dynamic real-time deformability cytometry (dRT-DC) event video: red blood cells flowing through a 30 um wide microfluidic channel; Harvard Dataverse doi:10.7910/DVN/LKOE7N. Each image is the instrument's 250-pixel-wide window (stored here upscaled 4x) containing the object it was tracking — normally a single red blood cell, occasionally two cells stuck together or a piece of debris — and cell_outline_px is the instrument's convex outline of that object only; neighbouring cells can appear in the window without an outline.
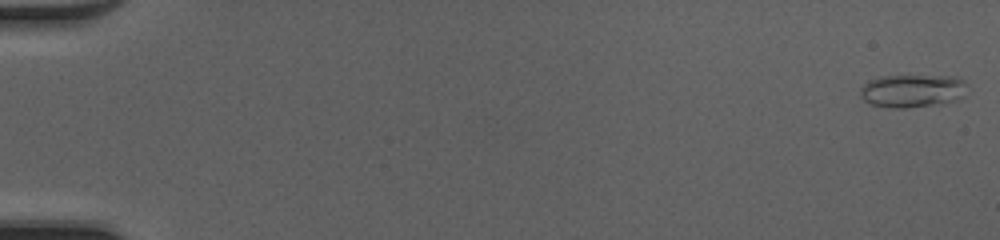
{"species": "common noctule bat (a hibernating species)", "species_latin": "Nyctalus noctula", "temperature_condition": "cold", "stored_images_in_passage": 50, "camera_frame_rate_fps": 3000, "um_per_image_px": 0.085, "animal": {"sex": "female", "body_mass_g": 20.0, "forearm_length_mm": 54.0}, "frame": {"image": 1, "passage_image": 1, "time_ms": 0.0, "image_size_px": [1000, 240], "cell_outline_px": [[968, 84], [964, 96], [956, 100], [940, 104], [908, 108], [892, 108], [868, 104], [860, 96], [860, 88], [868, 80], [880, 76], [956, 76], [964, 80]], "centroid_in_image_um": [77.56, 7.72], "position_along_channel_um": 7.4, "area_um2": 20.98}}
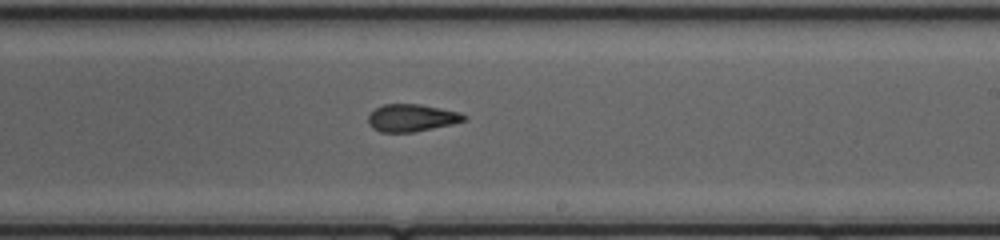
{"frame": {"image": 2, "passage_image": 31, "time_ms": 10.0, "image_size_px": [1000, 240], "cell_outline_px": [[468, 120], [452, 124], [412, 132], [380, 132], [372, 128], [368, 124], [368, 116], [376, 108], [384, 104], [420, 104], [460, 112], [468, 116]], "centroid_in_image_um": [35.01, 10.02], "position_along_channel_um": 254.0, "area_um2": 15.32}}
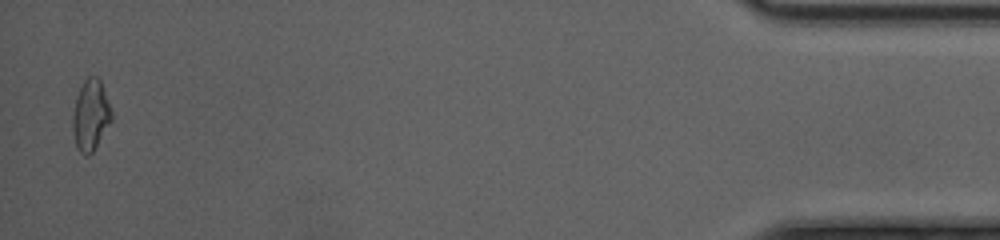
{"frame": {"image": 3, "passage_image": 49, "time_ms": 16.0, "image_size_px": [1000, 240], "cell_outline_px": [[112, 120], [92, 152], [88, 156], [84, 156], [76, 148], [72, 132], [72, 116], [76, 96], [84, 80], [88, 76], [96, 76], [100, 80], [112, 112]], "centroid_in_image_um": [7.68, 9.81], "position_along_channel_um": 427.5, "area_um2": 16.07}, "authors_computed_cell_mechanics": {"area_um2": 16.0684, "velocity_mm_per_s": 4.2522, "shape_relaxation_time_tau1_ms": 5.6144, "shape_relaxation_time_tau2_ms": 2.0651, "deformation_change_tau1": 0.155, "deformation_change_tau2": 0.0836}}